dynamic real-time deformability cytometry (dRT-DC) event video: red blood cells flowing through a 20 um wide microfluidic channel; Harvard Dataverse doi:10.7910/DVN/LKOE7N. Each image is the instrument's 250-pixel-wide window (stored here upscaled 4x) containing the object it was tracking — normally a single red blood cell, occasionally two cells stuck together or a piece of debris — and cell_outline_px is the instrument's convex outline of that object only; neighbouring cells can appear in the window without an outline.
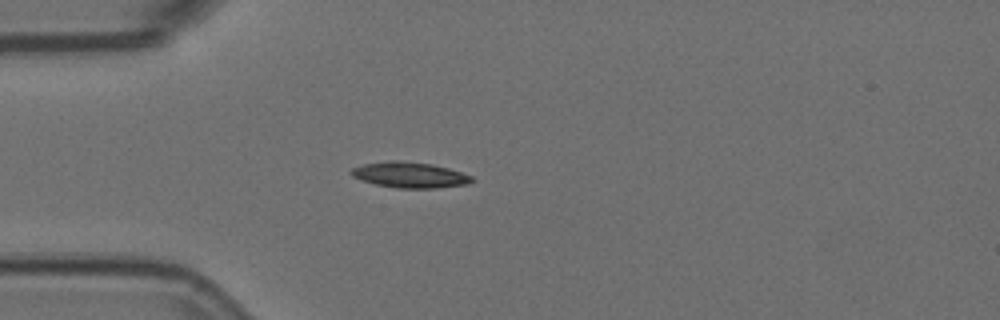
{"species": "Egyptian fruit bat (a non-hibernating species)", "species_latin": "Rousettus aegyptiacus", "temperature_condition": "room temperature", "stored_images_in_passage": 4, "camera_frame_rate_fps": 3000, "um_per_image_px": 0.085, "animal": {"sex": "female"}, "frame": {"image": 1, "passage_image": 3, "time_ms": 0.667, "image_size_px": [1000, 320], "cell_outline_px": [[472, 180], [468, 184], [436, 188], [396, 188], [376, 184], [360, 180], [352, 176], [348, 172], [352, 168], [364, 164], [392, 160], [400, 160], [432, 164], [448, 168], [472, 176]], "centroid_in_image_um": [34.79, 14.87], "position_along_channel_um": 50.2, "area_um2": 18.03}}